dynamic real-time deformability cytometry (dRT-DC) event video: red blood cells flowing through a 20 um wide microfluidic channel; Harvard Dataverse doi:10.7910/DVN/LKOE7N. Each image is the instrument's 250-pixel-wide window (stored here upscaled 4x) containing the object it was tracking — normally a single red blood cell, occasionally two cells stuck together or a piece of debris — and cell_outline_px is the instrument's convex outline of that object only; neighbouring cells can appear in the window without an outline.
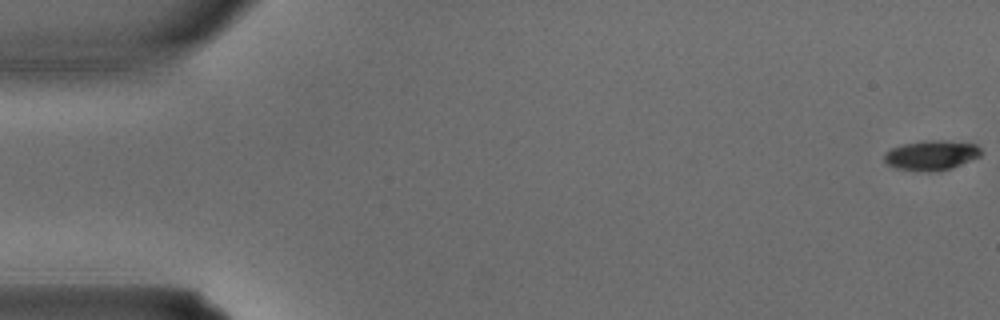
{"species": "common noctule bat (a hibernating species)", "species_latin": "Nyctalus noctula", "temperature_condition": "warm", "stored_images_in_passage": 3, "camera_frame_rate_fps": 3000, "um_per_image_px": 0.085, "animal": {"sex": "male", "body_mass_g": 15.6}, "frame": {"image": 1, "passage_image": 1, "time_ms": 0.0, "image_size_px": [1000, 320], "cell_outline_px": [[980, 156], [952, 168], [932, 172], [928, 172], [896, 168], [888, 164], [884, 160], [884, 152], [900, 144], [924, 140], [944, 140], [976, 144], [980, 148]], "centroid_in_image_um": [79.14, 13.19], "position_along_channel_um": 5.9, "area_um2": 16.88}}